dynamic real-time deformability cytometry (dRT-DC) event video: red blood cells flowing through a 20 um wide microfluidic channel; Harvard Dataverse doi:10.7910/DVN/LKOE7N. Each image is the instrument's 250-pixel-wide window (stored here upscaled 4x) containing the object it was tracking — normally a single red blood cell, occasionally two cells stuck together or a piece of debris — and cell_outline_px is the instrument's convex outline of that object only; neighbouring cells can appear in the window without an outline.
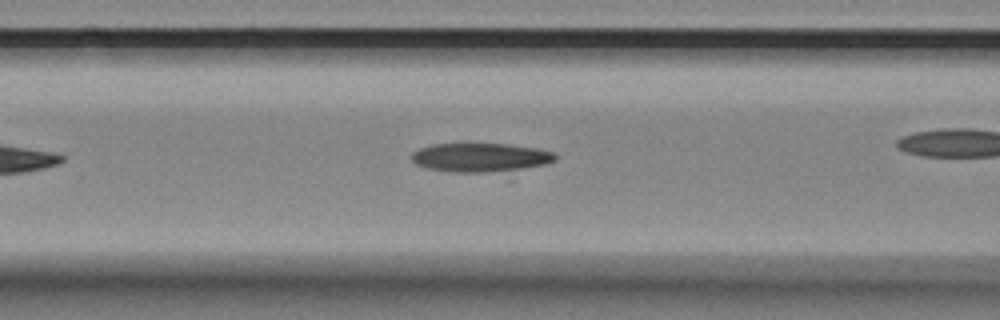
{"species": "Egyptian fruit bat (a non-hibernating species)", "species_latin": "Rousettus aegyptiacus", "temperature_condition": "room temperature", "stored_images_in_passage": 21, "camera_frame_rate_fps": 3000, "um_per_image_px": 0.085, "animal": {"sex": "female"}, "frame": {"image": 1, "passage_image": 6, "time_ms": 1.667, "image_size_px": [1000, 320], "cell_outline_px": [[556, 160], [548, 164], [524, 168], [484, 172], [452, 172], [428, 168], [416, 164], [412, 160], [412, 152], [420, 148], [432, 144], [504, 144], [536, 148], [556, 152]], "centroid_in_image_um": [40.85, 13.38], "position_along_channel_um": 125.7, "area_um2": 23.93}}
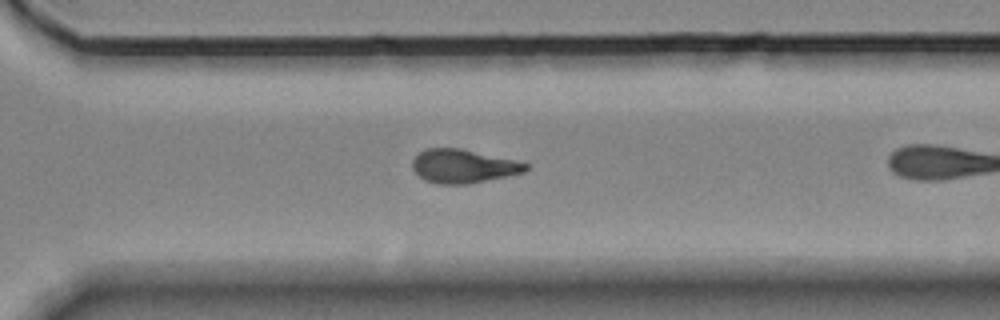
{"frame": {"image": 2, "passage_image": 20, "time_ms": 6.333, "image_size_px": [1000, 320], "cell_outline_px": [[528, 168], [524, 172], [508, 176], [468, 184], [436, 184], [424, 180], [412, 168], [412, 160], [420, 152], [428, 148], [460, 148], [512, 160], [528, 164]], "centroid_in_image_um": [39.34, 14.14], "position_along_channel_um": 331.3, "area_um2": 21.96}}